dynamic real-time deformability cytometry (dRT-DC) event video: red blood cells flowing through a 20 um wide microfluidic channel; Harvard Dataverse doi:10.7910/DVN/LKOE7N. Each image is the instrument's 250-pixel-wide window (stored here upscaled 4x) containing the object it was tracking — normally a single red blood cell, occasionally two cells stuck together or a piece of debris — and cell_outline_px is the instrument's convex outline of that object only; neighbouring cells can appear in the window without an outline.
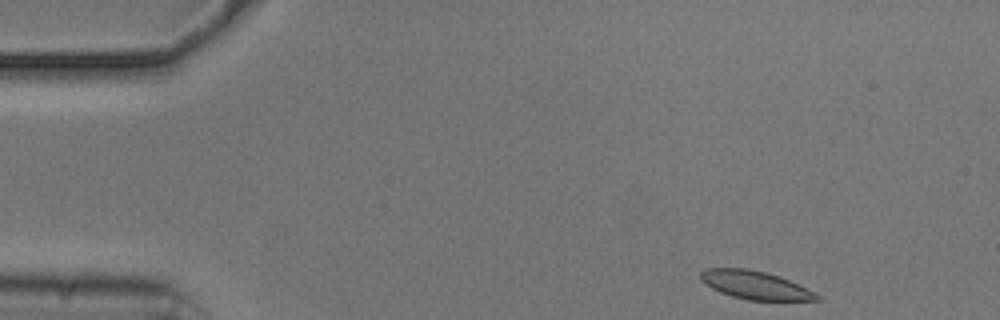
{"species": "common noctule bat (a hibernating species)", "species_latin": "Nyctalus noctula", "temperature_condition": "cold", "stored_images_in_passage": 49, "camera_frame_rate_fps": 3000, "um_per_image_px": 0.085, "animal": {"sex": "male", "body_mass_g": 20.5, "forearm_length_mm": 52.5}, "frame": {"image": 1, "passage_image": 1, "time_ms": 0.0, "image_size_px": [1000, 320], "cell_outline_px": [[820, 300], [748, 300], [732, 296], [720, 292], [712, 288], [700, 280], [700, 272], [704, 268], [748, 268], [768, 272], [780, 276], [820, 296]], "centroid_in_image_um": [64.12, 24.21], "position_along_channel_um": 20.9, "area_um2": 18.96}}
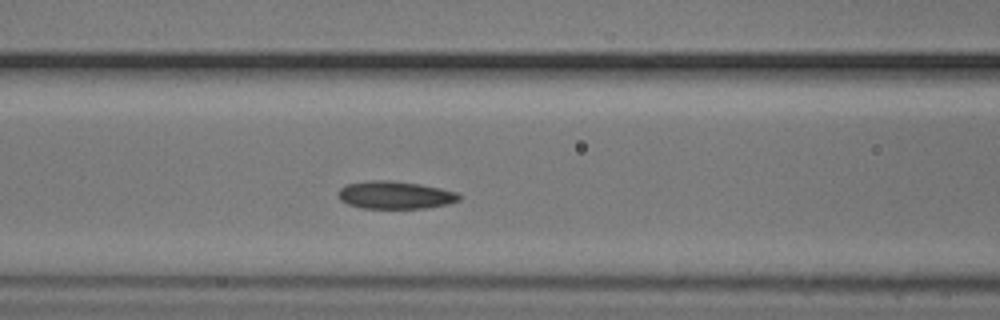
{"frame": {"image": 2, "passage_image": 17, "time_ms": 5.333, "image_size_px": [1000, 320], "cell_outline_px": [[460, 200], [448, 204], [424, 208], [360, 208], [348, 204], [340, 200], [340, 188], [348, 184], [368, 180], [388, 180], [420, 184], [440, 188], [456, 192], [460, 196]], "centroid_in_image_um": [33.59, 16.58], "position_along_channel_um": 133.0, "area_um2": 19.36}}
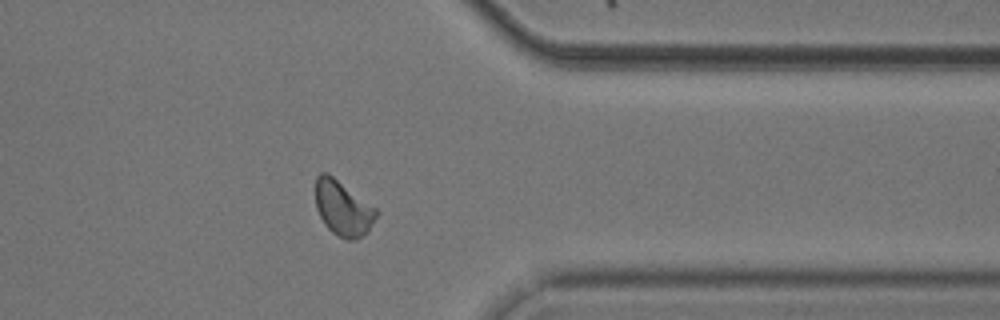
{"frame": {"image": 3, "passage_image": 38, "time_ms": 12.333, "image_size_px": [1000, 320], "cell_outline_px": [[380, 212], [368, 232], [356, 240], [344, 240], [332, 232], [324, 224], [316, 208], [316, 176], [320, 172], [328, 172], [376, 208]], "centroid_in_image_um": [29.17, 17.71], "position_along_channel_um": 382.2, "area_um2": 19.71}, "authors_computed_cell_mechanics": {"area_um2": 19.3052, "velocity_mm_per_s": 3.6955, "shape_relaxation_time_tau1_ms": 2.5041, "shape_relaxation_time_tau2_ms": 3.7176, "deformation_change_tau1": 0.0824, "deformation_change_tau2": 0.076}}